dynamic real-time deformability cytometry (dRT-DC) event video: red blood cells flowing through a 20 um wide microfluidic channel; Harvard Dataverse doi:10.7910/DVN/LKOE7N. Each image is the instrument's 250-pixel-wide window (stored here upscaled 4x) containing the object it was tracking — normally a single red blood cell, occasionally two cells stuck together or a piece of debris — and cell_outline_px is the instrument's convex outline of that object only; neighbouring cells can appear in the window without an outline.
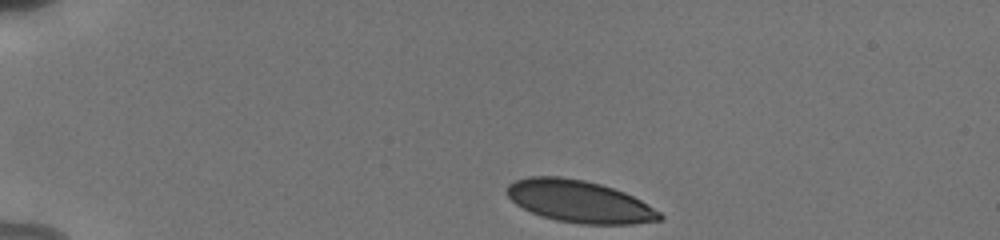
{"species": "human", "species_latin": "Homo sapiens", "temperature_condition": "cold", "stored_images_in_passage": 40, "camera_frame_rate_fps": 3000, "um_per_image_px": 0.085, "donor": {"sex": "male"}, "frame": {"image": 1, "passage_image": 1, "time_ms": 0.0, "image_size_px": [1000, 240], "cell_outline_px": [[664, 216], [660, 220], [632, 224], [580, 224], [556, 220], [540, 216], [516, 204], [508, 196], [508, 184], [516, 180], [528, 176], [560, 176], [584, 180], [600, 184], [624, 192], [640, 200], [660, 212]], "centroid_in_image_um": [49.24, 17.12], "position_along_channel_um": 35.8, "area_um2": 37.28}}
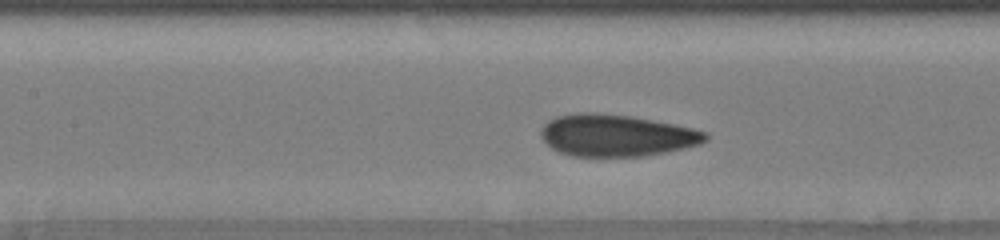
{"frame": {"image": 2, "passage_image": 16, "time_ms": 5.0, "image_size_px": [1000, 240], "cell_outline_px": [[708, 140], [700, 144], [684, 148], [664, 152], [640, 156], [572, 156], [560, 152], [552, 148], [540, 136], [540, 132], [544, 124], [548, 120], [556, 116], [576, 112], [596, 112], [628, 116], [672, 124], [692, 128], [708, 132]], "centroid_in_image_um": [52.37, 11.5], "position_along_channel_um": 155.0, "area_um2": 40.0}}
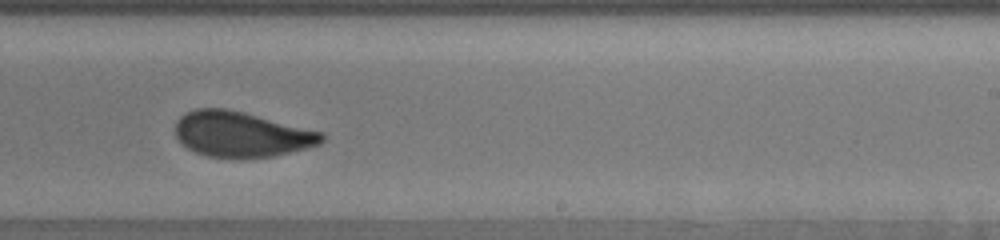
{"frame": {"image": 3, "passage_image": 25, "time_ms": 8.0, "image_size_px": [1000, 240], "cell_outline_px": [[324, 140], [320, 144], [272, 156], [208, 156], [196, 152], [188, 148], [176, 136], [176, 120], [184, 112], [196, 108], [228, 108], [324, 132]], "centroid_in_image_um": [20.5, 11.37], "position_along_channel_um": 268.5, "area_um2": 38.15}, "authors_computed_cell_mechanics": {"area_um2": 38.8705, "velocity_mm_per_s": 3.804, "shape_relaxation_time_tau1_ms": 3.9507, "shape_relaxation_time_tau2_ms": null, "deformation_change_tau1": 0.1248, "deformation_change_tau2": null}}